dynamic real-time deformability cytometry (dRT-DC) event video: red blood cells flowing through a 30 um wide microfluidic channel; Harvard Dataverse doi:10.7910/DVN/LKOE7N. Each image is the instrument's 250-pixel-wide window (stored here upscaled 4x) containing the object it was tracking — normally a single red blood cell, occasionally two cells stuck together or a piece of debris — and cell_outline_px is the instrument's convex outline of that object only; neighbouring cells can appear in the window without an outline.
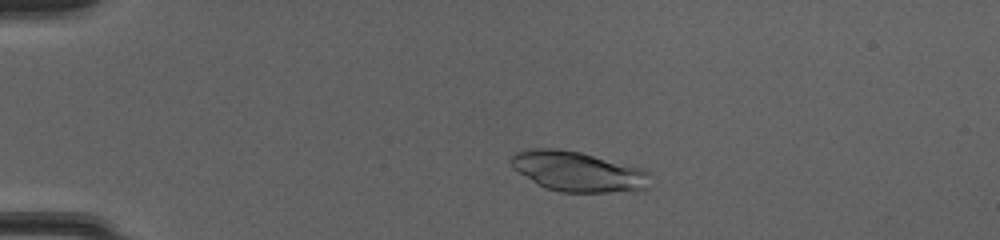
{"species": "common noctule bat (a hibernating species)", "species_latin": "Nyctalus noctula", "temperature_condition": "cold", "stored_images_in_passage": 49, "camera_frame_rate_fps": 3000, "um_per_image_px": 0.085, "animal": {"sex": "female", "body_mass_g": 20.0, "forearm_length_mm": 54.0}, "frame": {"image": 1, "passage_image": 10, "time_ms": 3.0, "image_size_px": [1000, 240], "cell_outline_px": [[648, 188], [636, 192], [560, 192], [544, 188], [512, 168], [508, 156], [516, 152], [528, 148], [560, 148], [580, 152], [644, 168], [648, 172]], "centroid_in_image_um": [49.11, 14.57], "position_along_channel_um": 35.9, "area_um2": 33.0}}
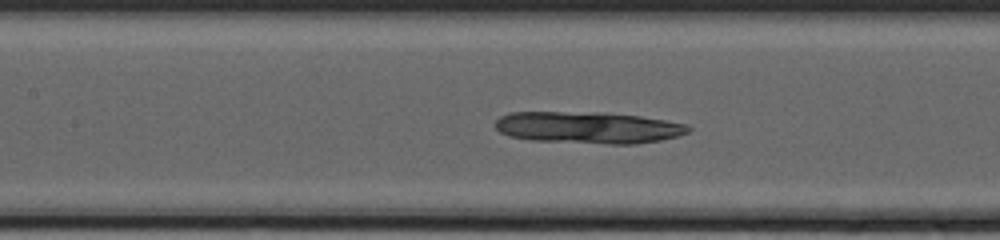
{"frame": {"image": 2, "passage_image": 23, "time_ms": 7.333, "image_size_px": [1000, 240], "cell_outline_px": [[692, 128], [688, 132], [676, 136], [660, 140], [636, 144], [608, 144], [532, 140], [508, 136], [500, 132], [496, 128], [496, 120], [500, 116], [508, 112], [604, 112], [640, 116], [688, 124]], "centroid_in_image_um": [49.99, 10.83], "position_along_channel_um": 157.4, "area_um2": 35.89}}
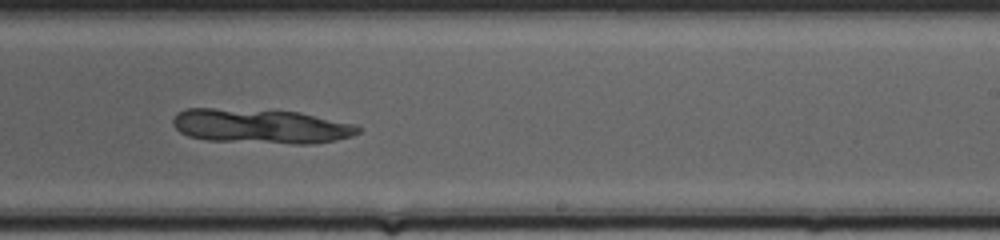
{"frame": {"image": 3, "passage_image": 31, "time_ms": 10.0, "image_size_px": [1000, 240], "cell_outline_px": [[360, 132], [352, 136], [336, 140], [312, 144], [292, 144], [208, 140], [188, 136], [180, 132], [172, 124], [172, 120], [176, 112], [184, 108], [212, 108], [300, 112], [356, 124], [360, 128]], "centroid_in_image_um": [22.16, 10.73], "position_along_channel_um": 266.8, "area_um2": 37.51}}